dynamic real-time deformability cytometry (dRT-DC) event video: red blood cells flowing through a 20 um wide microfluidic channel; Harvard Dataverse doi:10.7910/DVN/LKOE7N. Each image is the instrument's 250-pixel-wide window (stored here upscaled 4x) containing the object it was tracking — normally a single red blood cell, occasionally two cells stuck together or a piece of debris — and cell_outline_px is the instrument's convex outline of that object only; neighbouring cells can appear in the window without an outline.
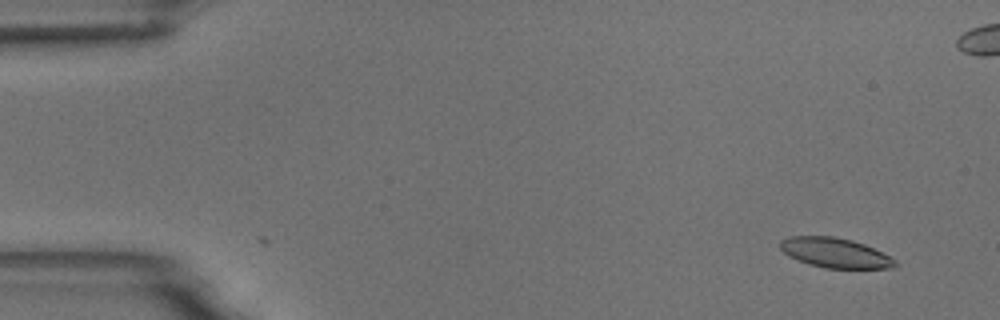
{"species": "common noctule bat (a hibernating species)", "species_latin": "Nyctalus noctula", "temperature_condition": "room temperature", "stored_images_in_passage": 8, "camera_frame_rate_fps": 3000, "um_per_image_px": 0.085, "animal": {"sex": "male", "body_mass_g": 18.8}, "frame": {"image": 1, "passage_image": 2, "time_ms": 1.0, "image_size_px": [1000, 320], "cell_outline_px": [[896, 264], [892, 268], [824, 268], [808, 264], [788, 256], [780, 248], [780, 240], [788, 236], [832, 236], [852, 240], [864, 244], [896, 260]], "centroid_in_image_um": [70.93, 21.48], "position_along_channel_um": 14.1, "area_um2": 19.83}}